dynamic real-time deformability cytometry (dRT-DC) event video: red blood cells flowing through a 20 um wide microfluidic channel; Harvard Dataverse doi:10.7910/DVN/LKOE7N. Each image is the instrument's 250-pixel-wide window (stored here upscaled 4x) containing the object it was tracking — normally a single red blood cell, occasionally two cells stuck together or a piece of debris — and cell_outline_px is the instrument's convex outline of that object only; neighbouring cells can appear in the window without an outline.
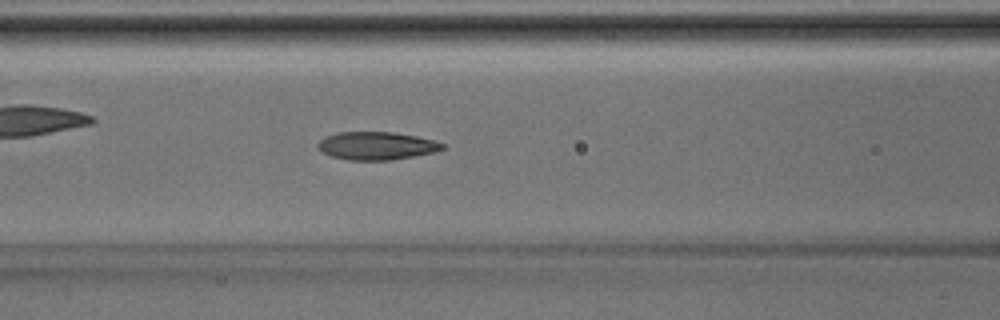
{"species": "Egyptian fruit bat (a non-hibernating species)", "species_latin": "Rousettus aegyptiacus", "temperature_condition": "room temperature", "stored_images_in_passage": 41, "camera_frame_rate_fps": 3000, "um_per_image_px": 0.085, "animal": {"sex": "male"}, "frame": {"image": 1, "passage_image": 18, "time_ms": 5.667, "image_size_px": [1000, 320], "cell_outline_px": [[444, 148], [432, 152], [392, 160], [348, 160], [332, 156], [320, 152], [316, 148], [316, 144], [324, 136], [336, 132], [392, 132], [416, 136], [432, 140], [444, 144]], "centroid_in_image_um": [31.91, 12.39], "position_along_channel_um": 134.7, "area_um2": 20.29}}